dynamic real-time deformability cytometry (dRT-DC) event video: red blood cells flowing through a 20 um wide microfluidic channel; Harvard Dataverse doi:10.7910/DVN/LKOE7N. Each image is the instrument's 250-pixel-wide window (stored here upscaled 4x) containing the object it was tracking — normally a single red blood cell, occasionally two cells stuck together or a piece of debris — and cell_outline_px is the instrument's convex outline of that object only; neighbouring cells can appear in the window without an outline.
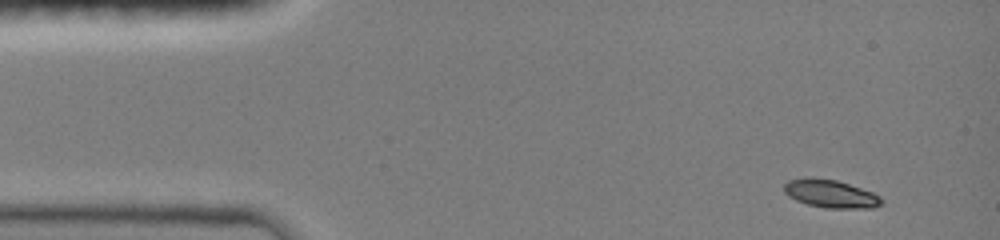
{"species": "common noctule bat (a hibernating species)", "species_latin": "Nyctalus noctula", "temperature_condition": "room temperature", "stored_images_in_passage": 12, "camera_frame_rate_fps": 3000, "um_per_image_px": 0.085, "animal": {"sex": "female", "body_mass_g": 19.0, "forearm_length_mm": 51.5}, "frame": {"image": 1, "passage_image": 1, "time_ms": 0.0, "image_size_px": [1000, 240], "cell_outline_px": [[884, 200], [880, 204], [872, 208], [824, 208], [808, 204], [796, 200], [788, 196], [784, 192], [784, 184], [788, 180], [804, 176], [812, 176], [836, 180], [872, 192], [880, 196]], "centroid_in_image_um": [70.55, 16.45], "position_along_channel_um": 14.4, "area_um2": 16.07}}
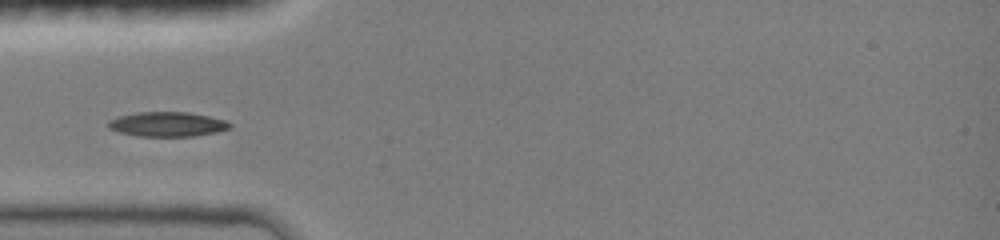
{"frame": {"image": 2, "passage_image": 9, "time_ms": 3.667, "image_size_px": [1000, 240], "cell_outline_px": [[232, 128], [216, 132], [192, 136], [140, 136], [120, 132], [108, 128], [108, 120], [116, 116], [136, 112], [188, 112], [228, 120], [232, 124]], "centroid_in_image_um": [14.24, 10.55], "position_along_channel_um": 70.8, "area_um2": 17.57}}
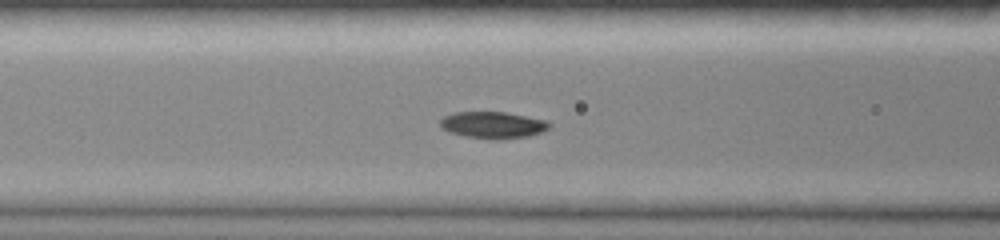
{"frame": {"image": 3, "passage_image": 12, "time_ms": 5.0, "image_size_px": [1000, 240], "cell_outline_px": [[552, 124], [548, 128], [540, 132], [528, 136], [464, 136], [448, 132], [440, 128], [440, 120], [444, 116], [452, 112], [504, 112], [548, 120]], "centroid_in_image_um": [41.85, 10.56], "position_along_channel_um": 124.8, "area_um2": 16.18}}